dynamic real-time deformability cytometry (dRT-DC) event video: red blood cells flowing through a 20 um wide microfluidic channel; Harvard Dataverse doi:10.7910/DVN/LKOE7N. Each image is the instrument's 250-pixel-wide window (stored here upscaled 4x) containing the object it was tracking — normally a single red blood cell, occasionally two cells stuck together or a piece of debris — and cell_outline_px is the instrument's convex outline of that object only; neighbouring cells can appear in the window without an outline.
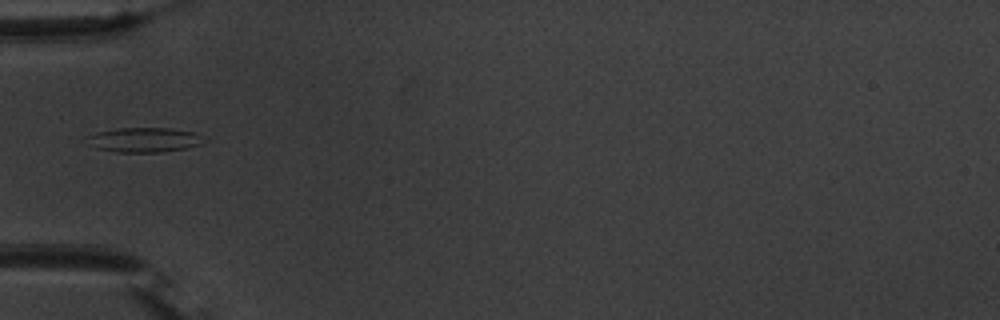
{"species": "common noctule bat (a hibernating species)", "species_latin": "Nyctalus noctula", "temperature_condition": "warm", "stored_images_in_passage": 15, "camera_frame_rate_fps": 3000, "um_per_image_px": 0.085, "animal": {"sex": "male", "body_mass_g": 20.1, "forearm_length_mm": 53.5}, "frame": {"image": 1, "passage_image": 1, "time_ms": 0.0, "image_size_px": [1000, 320], "cell_outline_px": [[208, 140], [204, 144], [188, 148], [160, 152], [116, 152], [96, 148], [88, 144], [84, 136], [96, 132], [120, 128], [168, 128], [192, 132]], "centroid_in_image_um": [12.24, 11.89], "position_along_channel_um": 72.8, "area_um2": 16.99}}
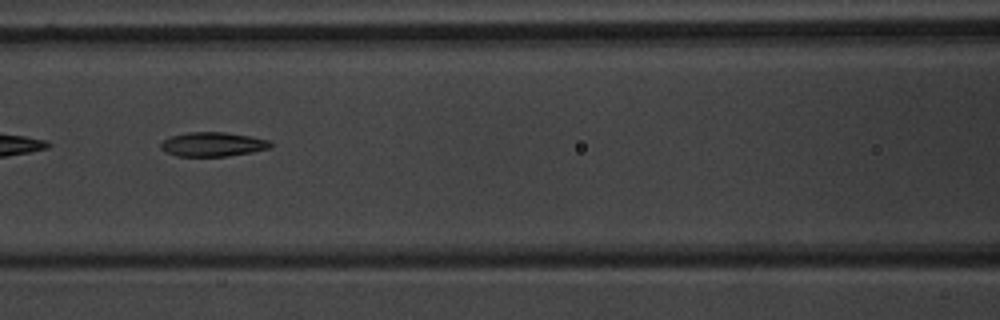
{"frame": {"image": 2, "passage_image": 7, "time_ms": 2.0, "image_size_px": [1000, 320], "cell_outline_px": [[272, 144], [268, 148], [252, 152], [228, 156], [176, 156], [160, 148], [160, 144], [164, 140], [172, 136], [188, 132], [224, 132], [252, 136], [268, 140]], "centroid_in_image_um": [18.09, 12.26], "position_along_channel_um": 148.5, "area_um2": 15.37}}